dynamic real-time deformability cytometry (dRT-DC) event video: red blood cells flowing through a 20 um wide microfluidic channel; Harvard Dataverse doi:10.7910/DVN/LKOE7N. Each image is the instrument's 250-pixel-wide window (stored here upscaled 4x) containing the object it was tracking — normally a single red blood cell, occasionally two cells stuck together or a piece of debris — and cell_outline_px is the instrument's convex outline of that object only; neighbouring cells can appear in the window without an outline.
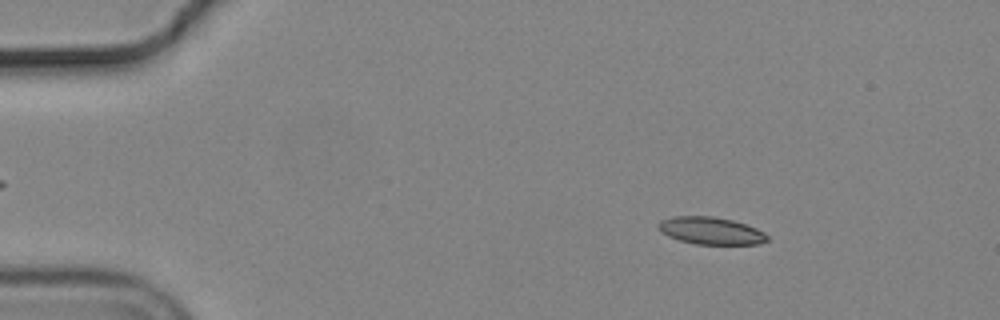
{"species": "common noctule bat (a hibernating species)", "species_latin": "Nyctalus noctula", "temperature_condition": "cold", "stored_images_in_passage": 49, "camera_frame_rate_fps": 3000, "um_per_image_px": 0.085, "animal": {"sex": "male", "body_mass_g": 19.2, "forearm_length_mm": 51.8}, "frame": {"image": 1, "passage_image": 2, "time_ms": 0.333, "image_size_px": [1000, 320], "cell_outline_px": [[768, 240], [760, 244], [696, 244], [680, 240], [668, 236], [660, 232], [656, 224], [660, 220], [672, 216], [712, 216], [732, 220], [756, 228], [764, 232], [768, 236]], "centroid_in_image_um": [60.39, 19.61], "position_along_channel_um": 24.6, "area_um2": 17.4}}
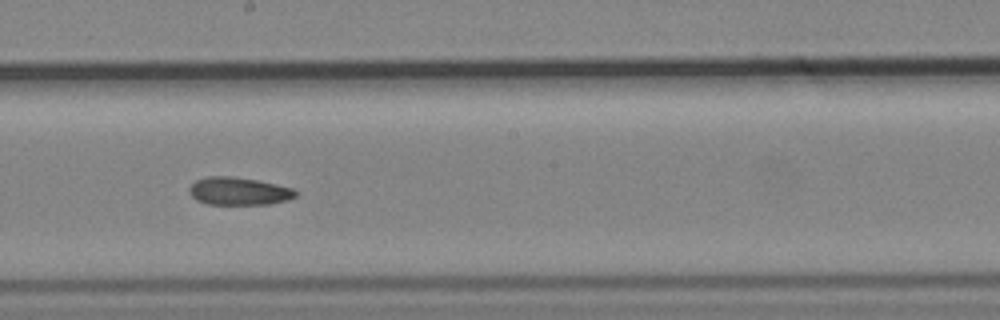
{"frame": {"image": 2, "passage_image": 25, "time_ms": 8.0, "image_size_px": [1000, 320], "cell_outline_px": [[296, 196], [288, 200], [268, 204], [204, 204], [196, 200], [188, 192], [188, 188], [196, 180], [208, 176], [232, 176], [256, 180], [276, 184], [292, 188], [296, 192]], "centroid_in_image_um": [20.26, 16.25], "position_along_channel_um": 227.9, "area_um2": 17.22}}
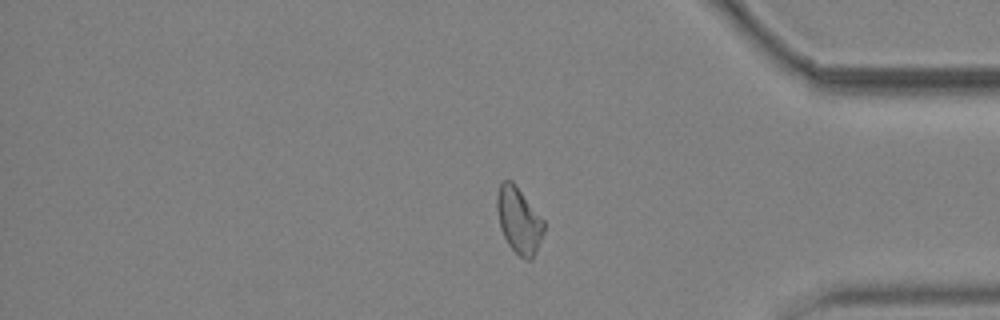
{"frame": {"image": 3, "passage_image": 40, "time_ms": 13.0, "image_size_px": [1000, 320], "cell_outline_px": [[544, 232], [532, 260], [528, 260], [520, 256], [508, 244], [500, 228], [496, 208], [496, 196], [500, 184], [504, 180], [512, 180], [516, 184], [544, 220]], "centroid_in_image_um": [44.1, 18.7], "position_along_channel_um": 391.1, "area_um2": 18.09}, "authors_computed_cell_mechanics": {"area_um2": 17.8602, "velocity_mm_per_s": 3.688, "shape_relaxation_time_tau1_ms": null, "shape_relaxation_time_tau2_ms": 6.6661, "deformation_change_tau1": null, "deformation_change_tau2": 0.1386}}